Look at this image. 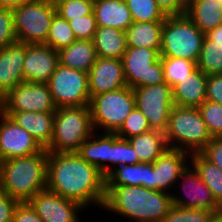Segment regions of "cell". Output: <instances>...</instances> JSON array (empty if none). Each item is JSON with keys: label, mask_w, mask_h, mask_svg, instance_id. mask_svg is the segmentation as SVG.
<instances>
[{"label": "cell", "mask_w": 222, "mask_h": 222, "mask_svg": "<svg viewBox=\"0 0 222 222\" xmlns=\"http://www.w3.org/2000/svg\"><path fill=\"white\" fill-rule=\"evenodd\" d=\"M46 189L84 208L91 204L103 208L105 202V176L77 152H48Z\"/></svg>", "instance_id": "6da1fadb"}, {"label": "cell", "mask_w": 222, "mask_h": 222, "mask_svg": "<svg viewBox=\"0 0 222 222\" xmlns=\"http://www.w3.org/2000/svg\"><path fill=\"white\" fill-rule=\"evenodd\" d=\"M105 211L135 222H162L173 205L170 193L144 186H105Z\"/></svg>", "instance_id": "7a4b0ae2"}, {"label": "cell", "mask_w": 222, "mask_h": 222, "mask_svg": "<svg viewBox=\"0 0 222 222\" xmlns=\"http://www.w3.org/2000/svg\"><path fill=\"white\" fill-rule=\"evenodd\" d=\"M47 157L44 149L29 156L0 161V189L19 203L29 202L47 186Z\"/></svg>", "instance_id": "3957f363"}, {"label": "cell", "mask_w": 222, "mask_h": 222, "mask_svg": "<svg viewBox=\"0 0 222 222\" xmlns=\"http://www.w3.org/2000/svg\"><path fill=\"white\" fill-rule=\"evenodd\" d=\"M94 132L89 105L59 107L55 111L53 137L46 150L77 152Z\"/></svg>", "instance_id": "277c9868"}, {"label": "cell", "mask_w": 222, "mask_h": 222, "mask_svg": "<svg viewBox=\"0 0 222 222\" xmlns=\"http://www.w3.org/2000/svg\"><path fill=\"white\" fill-rule=\"evenodd\" d=\"M164 133L168 148L189 153L200 152L212 139L196 107L174 105Z\"/></svg>", "instance_id": "5b68a950"}, {"label": "cell", "mask_w": 222, "mask_h": 222, "mask_svg": "<svg viewBox=\"0 0 222 222\" xmlns=\"http://www.w3.org/2000/svg\"><path fill=\"white\" fill-rule=\"evenodd\" d=\"M205 34L184 15L164 20L160 57L183 58L197 62Z\"/></svg>", "instance_id": "8992f818"}, {"label": "cell", "mask_w": 222, "mask_h": 222, "mask_svg": "<svg viewBox=\"0 0 222 222\" xmlns=\"http://www.w3.org/2000/svg\"><path fill=\"white\" fill-rule=\"evenodd\" d=\"M90 113L94 131L116 133L135 108L132 88L122 87L90 98Z\"/></svg>", "instance_id": "52a82bcc"}, {"label": "cell", "mask_w": 222, "mask_h": 222, "mask_svg": "<svg viewBox=\"0 0 222 222\" xmlns=\"http://www.w3.org/2000/svg\"><path fill=\"white\" fill-rule=\"evenodd\" d=\"M17 41L45 44L56 8L48 0H31L12 10Z\"/></svg>", "instance_id": "ba28073f"}, {"label": "cell", "mask_w": 222, "mask_h": 222, "mask_svg": "<svg viewBox=\"0 0 222 222\" xmlns=\"http://www.w3.org/2000/svg\"><path fill=\"white\" fill-rule=\"evenodd\" d=\"M122 62L127 86L132 89L165 82L160 49L127 46Z\"/></svg>", "instance_id": "9c48e42d"}, {"label": "cell", "mask_w": 222, "mask_h": 222, "mask_svg": "<svg viewBox=\"0 0 222 222\" xmlns=\"http://www.w3.org/2000/svg\"><path fill=\"white\" fill-rule=\"evenodd\" d=\"M57 108L85 106L90 103L88 73L57 65L48 81Z\"/></svg>", "instance_id": "30bf717a"}, {"label": "cell", "mask_w": 222, "mask_h": 222, "mask_svg": "<svg viewBox=\"0 0 222 222\" xmlns=\"http://www.w3.org/2000/svg\"><path fill=\"white\" fill-rule=\"evenodd\" d=\"M135 106L146 117L152 130L165 132L168 126L170 111L175 105L172 88L166 83L153 86H142L132 89Z\"/></svg>", "instance_id": "8fae6325"}, {"label": "cell", "mask_w": 222, "mask_h": 222, "mask_svg": "<svg viewBox=\"0 0 222 222\" xmlns=\"http://www.w3.org/2000/svg\"><path fill=\"white\" fill-rule=\"evenodd\" d=\"M48 83L21 82L6 95L4 112H55Z\"/></svg>", "instance_id": "7c38bea8"}, {"label": "cell", "mask_w": 222, "mask_h": 222, "mask_svg": "<svg viewBox=\"0 0 222 222\" xmlns=\"http://www.w3.org/2000/svg\"><path fill=\"white\" fill-rule=\"evenodd\" d=\"M176 184L181 187L184 198L181 195L171 194L173 205L184 208L204 209L215 214L222 212V207L216 202L211 190L200 179V176L191 164L182 172Z\"/></svg>", "instance_id": "4fadbf2b"}, {"label": "cell", "mask_w": 222, "mask_h": 222, "mask_svg": "<svg viewBox=\"0 0 222 222\" xmlns=\"http://www.w3.org/2000/svg\"><path fill=\"white\" fill-rule=\"evenodd\" d=\"M44 149L9 116L0 114V161L29 156Z\"/></svg>", "instance_id": "5bb4252c"}, {"label": "cell", "mask_w": 222, "mask_h": 222, "mask_svg": "<svg viewBox=\"0 0 222 222\" xmlns=\"http://www.w3.org/2000/svg\"><path fill=\"white\" fill-rule=\"evenodd\" d=\"M28 203L43 222H79V210L86 209L78 202L47 189L38 192Z\"/></svg>", "instance_id": "9a60e30c"}, {"label": "cell", "mask_w": 222, "mask_h": 222, "mask_svg": "<svg viewBox=\"0 0 222 222\" xmlns=\"http://www.w3.org/2000/svg\"><path fill=\"white\" fill-rule=\"evenodd\" d=\"M190 156L184 150L168 148L151 163V189L171 194L170 189L177 186L176 181L187 168Z\"/></svg>", "instance_id": "2e32d148"}, {"label": "cell", "mask_w": 222, "mask_h": 222, "mask_svg": "<svg viewBox=\"0 0 222 222\" xmlns=\"http://www.w3.org/2000/svg\"><path fill=\"white\" fill-rule=\"evenodd\" d=\"M58 64L57 50L44 44H25L24 81L48 83Z\"/></svg>", "instance_id": "e0dca14e"}, {"label": "cell", "mask_w": 222, "mask_h": 222, "mask_svg": "<svg viewBox=\"0 0 222 222\" xmlns=\"http://www.w3.org/2000/svg\"><path fill=\"white\" fill-rule=\"evenodd\" d=\"M90 98L127 86L120 59L97 57L88 71Z\"/></svg>", "instance_id": "ac0fdd59"}, {"label": "cell", "mask_w": 222, "mask_h": 222, "mask_svg": "<svg viewBox=\"0 0 222 222\" xmlns=\"http://www.w3.org/2000/svg\"><path fill=\"white\" fill-rule=\"evenodd\" d=\"M24 128L43 148L47 149L53 137L55 112H4Z\"/></svg>", "instance_id": "d6986e66"}, {"label": "cell", "mask_w": 222, "mask_h": 222, "mask_svg": "<svg viewBox=\"0 0 222 222\" xmlns=\"http://www.w3.org/2000/svg\"><path fill=\"white\" fill-rule=\"evenodd\" d=\"M24 58L25 43L17 41L0 49V86L6 93L24 82Z\"/></svg>", "instance_id": "ffe728a7"}, {"label": "cell", "mask_w": 222, "mask_h": 222, "mask_svg": "<svg viewBox=\"0 0 222 222\" xmlns=\"http://www.w3.org/2000/svg\"><path fill=\"white\" fill-rule=\"evenodd\" d=\"M77 153L84 161L95 166L106 176L111 172L112 133L98 135L97 132H94L80 146Z\"/></svg>", "instance_id": "44dd1931"}, {"label": "cell", "mask_w": 222, "mask_h": 222, "mask_svg": "<svg viewBox=\"0 0 222 222\" xmlns=\"http://www.w3.org/2000/svg\"><path fill=\"white\" fill-rule=\"evenodd\" d=\"M207 75L196 68L172 88L176 106L198 108L206 101Z\"/></svg>", "instance_id": "7402d4cb"}, {"label": "cell", "mask_w": 222, "mask_h": 222, "mask_svg": "<svg viewBox=\"0 0 222 222\" xmlns=\"http://www.w3.org/2000/svg\"><path fill=\"white\" fill-rule=\"evenodd\" d=\"M97 27H113L126 31L133 23L124 0H100L93 3Z\"/></svg>", "instance_id": "603a6c76"}, {"label": "cell", "mask_w": 222, "mask_h": 222, "mask_svg": "<svg viewBox=\"0 0 222 222\" xmlns=\"http://www.w3.org/2000/svg\"><path fill=\"white\" fill-rule=\"evenodd\" d=\"M185 14L204 34L222 24V5L217 0H187Z\"/></svg>", "instance_id": "cb8c5ba5"}, {"label": "cell", "mask_w": 222, "mask_h": 222, "mask_svg": "<svg viewBox=\"0 0 222 222\" xmlns=\"http://www.w3.org/2000/svg\"><path fill=\"white\" fill-rule=\"evenodd\" d=\"M125 185L151 189V163L119 165L105 176V186Z\"/></svg>", "instance_id": "d4e9b609"}, {"label": "cell", "mask_w": 222, "mask_h": 222, "mask_svg": "<svg viewBox=\"0 0 222 222\" xmlns=\"http://www.w3.org/2000/svg\"><path fill=\"white\" fill-rule=\"evenodd\" d=\"M59 63L65 67L86 73L97 59L92 40H75L72 44L58 51Z\"/></svg>", "instance_id": "484cf974"}, {"label": "cell", "mask_w": 222, "mask_h": 222, "mask_svg": "<svg viewBox=\"0 0 222 222\" xmlns=\"http://www.w3.org/2000/svg\"><path fill=\"white\" fill-rule=\"evenodd\" d=\"M92 41L97 57L122 60L127 49L125 31L113 27H97Z\"/></svg>", "instance_id": "4316f807"}, {"label": "cell", "mask_w": 222, "mask_h": 222, "mask_svg": "<svg viewBox=\"0 0 222 222\" xmlns=\"http://www.w3.org/2000/svg\"><path fill=\"white\" fill-rule=\"evenodd\" d=\"M163 24L164 21L133 22L125 31L127 46L160 49Z\"/></svg>", "instance_id": "83f0119b"}, {"label": "cell", "mask_w": 222, "mask_h": 222, "mask_svg": "<svg viewBox=\"0 0 222 222\" xmlns=\"http://www.w3.org/2000/svg\"><path fill=\"white\" fill-rule=\"evenodd\" d=\"M128 141L143 163H154L168 149L165 133L159 130H150Z\"/></svg>", "instance_id": "f1b7e54d"}, {"label": "cell", "mask_w": 222, "mask_h": 222, "mask_svg": "<svg viewBox=\"0 0 222 222\" xmlns=\"http://www.w3.org/2000/svg\"><path fill=\"white\" fill-rule=\"evenodd\" d=\"M190 162L200 179L211 190L216 202L222 207V170L208 161L200 152L191 153Z\"/></svg>", "instance_id": "f546056e"}, {"label": "cell", "mask_w": 222, "mask_h": 222, "mask_svg": "<svg viewBox=\"0 0 222 222\" xmlns=\"http://www.w3.org/2000/svg\"><path fill=\"white\" fill-rule=\"evenodd\" d=\"M196 67L206 75L222 73V43L204 37Z\"/></svg>", "instance_id": "4dcf8cb0"}, {"label": "cell", "mask_w": 222, "mask_h": 222, "mask_svg": "<svg viewBox=\"0 0 222 222\" xmlns=\"http://www.w3.org/2000/svg\"><path fill=\"white\" fill-rule=\"evenodd\" d=\"M165 82L173 88L197 67L196 63L183 58L160 57Z\"/></svg>", "instance_id": "1f68e13d"}, {"label": "cell", "mask_w": 222, "mask_h": 222, "mask_svg": "<svg viewBox=\"0 0 222 222\" xmlns=\"http://www.w3.org/2000/svg\"><path fill=\"white\" fill-rule=\"evenodd\" d=\"M76 40L66 19L55 13L44 45L59 51Z\"/></svg>", "instance_id": "d6a6232c"}, {"label": "cell", "mask_w": 222, "mask_h": 222, "mask_svg": "<svg viewBox=\"0 0 222 222\" xmlns=\"http://www.w3.org/2000/svg\"><path fill=\"white\" fill-rule=\"evenodd\" d=\"M131 13L133 22L164 21L166 15L156 0H124Z\"/></svg>", "instance_id": "836d02e7"}, {"label": "cell", "mask_w": 222, "mask_h": 222, "mask_svg": "<svg viewBox=\"0 0 222 222\" xmlns=\"http://www.w3.org/2000/svg\"><path fill=\"white\" fill-rule=\"evenodd\" d=\"M137 163H140L139 157L128 139L120 138L112 133L111 171L119 165Z\"/></svg>", "instance_id": "e575fe53"}, {"label": "cell", "mask_w": 222, "mask_h": 222, "mask_svg": "<svg viewBox=\"0 0 222 222\" xmlns=\"http://www.w3.org/2000/svg\"><path fill=\"white\" fill-rule=\"evenodd\" d=\"M214 215V212L204 209L172 205L162 222H210Z\"/></svg>", "instance_id": "d590c367"}, {"label": "cell", "mask_w": 222, "mask_h": 222, "mask_svg": "<svg viewBox=\"0 0 222 222\" xmlns=\"http://www.w3.org/2000/svg\"><path fill=\"white\" fill-rule=\"evenodd\" d=\"M152 130L148 124L146 117L135 106L129 116L125 119L123 125L115 133L118 137L129 139L131 137L149 132Z\"/></svg>", "instance_id": "8d00e7d4"}, {"label": "cell", "mask_w": 222, "mask_h": 222, "mask_svg": "<svg viewBox=\"0 0 222 222\" xmlns=\"http://www.w3.org/2000/svg\"><path fill=\"white\" fill-rule=\"evenodd\" d=\"M198 109L212 138L222 137V104L206 100Z\"/></svg>", "instance_id": "74e56055"}, {"label": "cell", "mask_w": 222, "mask_h": 222, "mask_svg": "<svg viewBox=\"0 0 222 222\" xmlns=\"http://www.w3.org/2000/svg\"><path fill=\"white\" fill-rule=\"evenodd\" d=\"M93 12V3L88 0H69L56 7V13L70 21Z\"/></svg>", "instance_id": "f35d334b"}, {"label": "cell", "mask_w": 222, "mask_h": 222, "mask_svg": "<svg viewBox=\"0 0 222 222\" xmlns=\"http://www.w3.org/2000/svg\"><path fill=\"white\" fill-rule=\"evenodd\" d=\"M73 34L77 40H93L97 30V23L94 12L80 18L68 21Z\"/></svg>", "instance_id": "ab89813d"}, {"label": "cell", "mask_w": 222, "mask_h": 222, "mask_svg": "<svg viewBox=\"0 0 222 222\" xmlns=\"http://www.w3.org/2000/svg\"><path fill=\"white\" fill-rule=\"evenodd\" d=\"M16 42L12 9L0 8V49Z\"/></svg>", "instance_id": "60d3db41"}, {"label": "cell", "mask_w": 222, "mask_h": 222, "mask_svg": "<svg viewBox=\"0 0 222 222\" xmlns=\"http://www.w3.org/2000/svg\"><path fill=\"white\" fill-rule=\"evenodd\" d=\"M200 153L222 170V137L212 138Z\"/></svg>", "instance_id": "b9f144b4"}, {"label": "cell", "mask_w": 222, "mask_h": 222, "mask_svg": "<svg viewBox=\"0 0 222 222\" xmlns=\"http://www.w3.org/2000/svg\"><path fill=\"white\" fill-rule=\"evenodd\" d=\"M206 100L222 104V73L207 75Z\"/></svg>", "instance_id": "7bdbcfd3"}, {"label": "cell", "mask_w": 222, "mask_h": 222, "mask_svg": "<svg viewBox=\"0 0 222 222\" xmlns=\"http://www.w3.org/2000/svg\"><path fill=\"white\" fill-rule=\"evenodd\" d=\"M12 222H43L28 202L18 203Z\"/></svg>", "instance_id": "ee69618b"}, {"label": "cell", "mask_w": 222, "mask_h": 222, "mask_svg": "<svg viewBox=\"0 0 222 222\" xmlns=\"http://www.w3.org/2000/svg\"><path fill=\"white\" fill-rule=\"evenodd\" d=\"M18 201L0 189V222H12Z\"/></svg>", "instance_id": "f6af8a7d"}, {"label": "cell", "mask_w": 222, "mask_h": 222, "mask_svg": "<svg viewBox=\"0 0 222 222\" xmlns=\"http://www.w3.org/2000/svg\"><path fill=\"white\" fill-rule=\"evenodd\" d=\"M187 0H156V3L166 16L184 15Z\"/></svg>", "instance_id": "bcb514c9"}, {"label": "cell", "mask_w": 222, "mask_h": 222, "mask_svg": "<svg viewBox=\"0 0 222 222\" xmlns=\"http://www.w3.org/2000/svg\"><path fill=\"white\" fill-rule=\"evenodd\" d=\"M205 36L212 42L222 43V24L210 30Z\"/></svg>", "instance_id": "7dc6e473"}, {"label": "cell", "mask_w": 222, "mask_h": 222, "mask_svg": "<svg viewBox=\"0 0 222 222\" xmlns=\"http://www.w3.org/2000/svg\"><path fill=\"white\" fill-rule=\"evenodd\" d=\"M31 0H0V8L14 9Z\"/></svg>", "instance_id": "c3c4849f"}, {"label": "cell", "mask_w": 222, "mask_h": 222, "mask_svg": "<svg viewBox=\"0 0 222 222\" xmlns=\"http://www.w3.org/2000/svg\"><path fill=\"white\" fill-rule=\"evenodd\" d=\"M6 95L5 90L0 86V114L4 113L6 106Z\"/></svg>", "instance_id": "681fc988"}, {"label": "cell", "mask_w": 222, "mask_h": 222, "mask_svg": "<svg viewBox=\"0 0 222 222\" xmlns=\"http://www.w3.org/2000/svg\"><path fill=\"white\" fill-rule=\"evenodd\" d=\"M210 222H222V213L215 214Z\"/></svg>", "instance_id": "f907efd6"}, {"label": "cell", "mask_w": 222, "mask_h": 222, "mask_svg": "<svg viewBox=\"0 0 222 222\" xmlns=\"http://www.w3.org/2000/svg\"><path fill=\"white\" fill-rule=\"evenodd\" d=\"M48 1L56 8L59 4H62L69 0H48Z\"/></svg>", "instance_id": "816d5d0a"}, {"label": "cell", "mask_w": 222, "mask_h": 222, "mask_svg": "<svg viewBox=\"0 0 222 222\" xmlns=\"http://www.w3.org/2000/svg\"><path fill=\"white\" fill-rule=\"evenodd\" d=\"M88 1H90L92 3H95V2L100 1V0H88Z\"/></svg>", "instance_id": "f5cc1de1"}]
</instances>
